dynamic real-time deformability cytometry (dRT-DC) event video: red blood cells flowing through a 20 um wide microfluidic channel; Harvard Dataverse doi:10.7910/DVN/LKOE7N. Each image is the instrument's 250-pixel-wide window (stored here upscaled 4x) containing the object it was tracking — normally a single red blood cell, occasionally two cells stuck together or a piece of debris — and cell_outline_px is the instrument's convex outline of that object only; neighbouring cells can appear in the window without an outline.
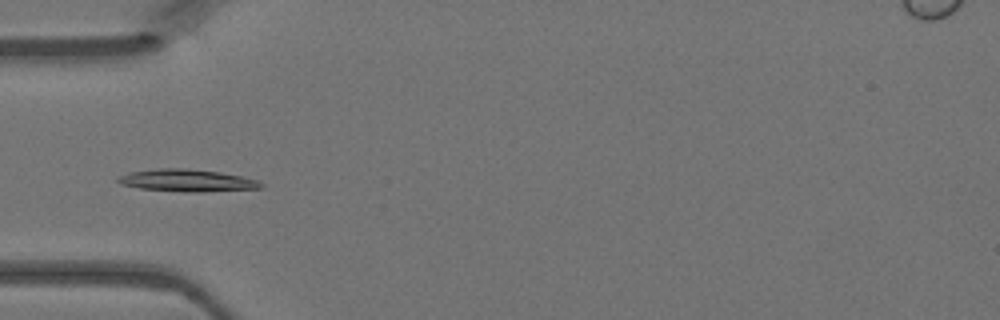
{"species": "Egyptian fruit bat (a non-hibernating species)", "species_latin": "Rousettus aegyptiacus", "temperature_condition": "warm", "stored_images_in_passage": 17, "camera_frame_rate_fps": 3000, "um_per_image_px": 0.085, "animal": {"sex": "female"}, "frame": {"image": 1, "passage_image": 2, "time_ms": 0.333, "image_size_px": [1000, 320], "cell_outline_px": [[264, 188], [200, 192], [192, 192], [140, 188], [120, 184], [116, 180], [120, 176], [132, 172], [160, 168], [184, 168], [220, 172], [240, 176], [256, 180], [264, 184]], "centroid_in_image_um": [15.94, 15.34], "position_along_channel_um": 69.1, "area_um2": 18.26}}
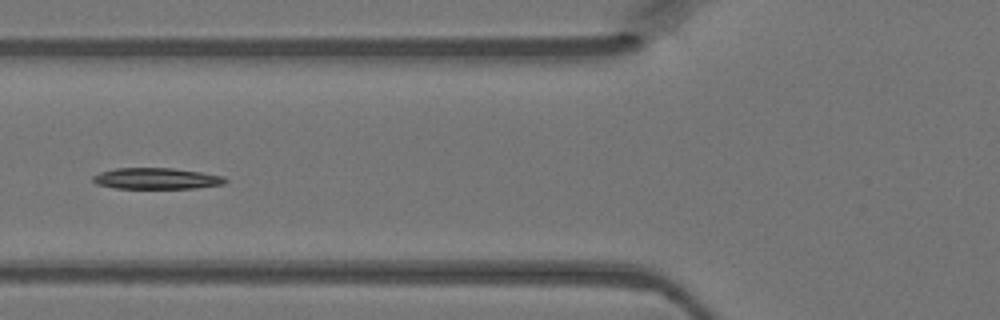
{"frame": {"image": 2, "passage_image": 5, "time_ms": 1.333, "image_size_px": [1000, 320], "cell_outline_px": [[228, 180], [224, 184], [196, 188], [116, 188], [96, 184], [92, 180], [92, 176], [100, 172], [116, 168], [172, 168], [200, 172], [224, 176]], "centroid_in_image_um": [13.3, 15.17], "position_along_channel_um": 112.5, "area_um2": 16.3}}